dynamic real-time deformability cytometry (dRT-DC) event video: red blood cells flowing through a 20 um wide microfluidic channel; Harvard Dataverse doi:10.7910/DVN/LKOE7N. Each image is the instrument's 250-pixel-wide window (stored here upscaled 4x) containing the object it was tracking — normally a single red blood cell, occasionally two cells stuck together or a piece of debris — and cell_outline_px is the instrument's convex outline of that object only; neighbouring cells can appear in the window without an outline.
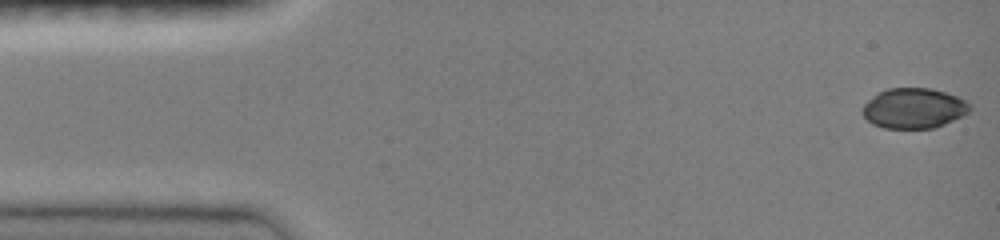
{"species": "common noctule bat (a hibernating species)", "species_latin": "Nyctalus noctula", "temperature_condition": "room temperature", "stored_images_in_passage": 47, "camera_frame_rate_fps": 3000, "um_per_image_px": 0.085, "animal": {"sex": "female", "body_mass_g": 19.0, "forearm_length_mm": 51.5}, "frame": {"image": 1, "passage_image": 1, "time_ms": 0.0, "image_size_px": [1000, 240], "cell_outline_px": [[972, 108], [964, 116], [936, 128], [884, 128], [872, 124], [860, 112], [860, 108], [876, 92], [888, 88], [932, 88], [956, 96], [964, 100]], "centroid_in_image_um": [77.64, 9.2], "position_along_channel_um": 7.4, "area_um2": 25.43}}
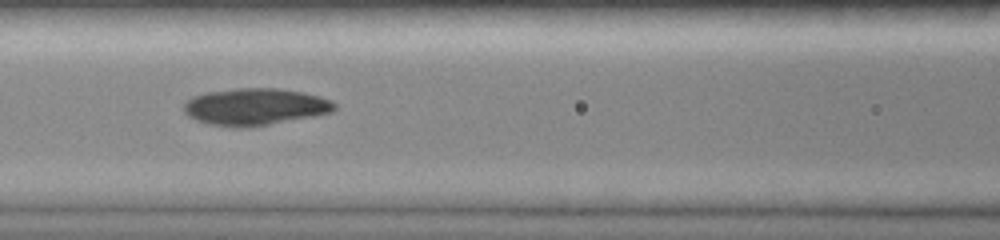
{"frame": {"image": 2, "passage_image": 20, "time_ms": 6.333, "image_size_px": [1000, 240], "cell_outline_px": [[336, 108], [332, 112], [316, 116], [248, 128], [232, 128], [208, 124], [196, 120], [188, 116], [184, 112], [184, 104], [192, 96], [204, 92], [236, 88], [276, 88], [304, 92], [320, 96], [332, 100], [336, 104]], "centroid_in_image_um": [21.69, 9.08], "position_along_channel_um": 144.9, "area_um2": 32.95}}
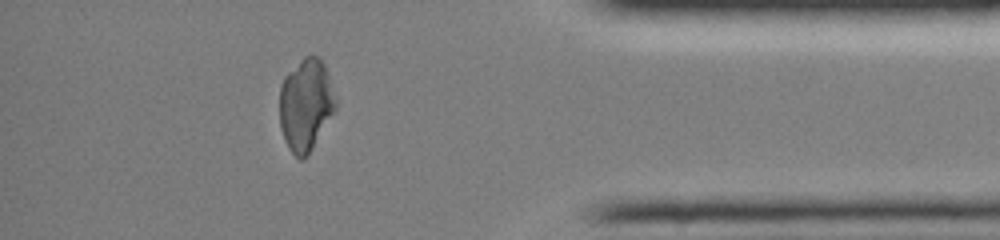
{"frame": {"image": 3, "passage_image": 41, "time_ms": 13.333, "image_size_px": [1000, 240], "cell_outline_px": [[336, 108], [308, 156], [304, 160], [300, 160], [288, 148], [284, 140], [280, 128], [280, 84], [284, 76], [304, 56], [320, 56], [324, 64], [336, 96]], "centroid_in_image_um": [25.98, 8.91], "position_along_channel_um": 409.2, "area_um2": 30.29}}